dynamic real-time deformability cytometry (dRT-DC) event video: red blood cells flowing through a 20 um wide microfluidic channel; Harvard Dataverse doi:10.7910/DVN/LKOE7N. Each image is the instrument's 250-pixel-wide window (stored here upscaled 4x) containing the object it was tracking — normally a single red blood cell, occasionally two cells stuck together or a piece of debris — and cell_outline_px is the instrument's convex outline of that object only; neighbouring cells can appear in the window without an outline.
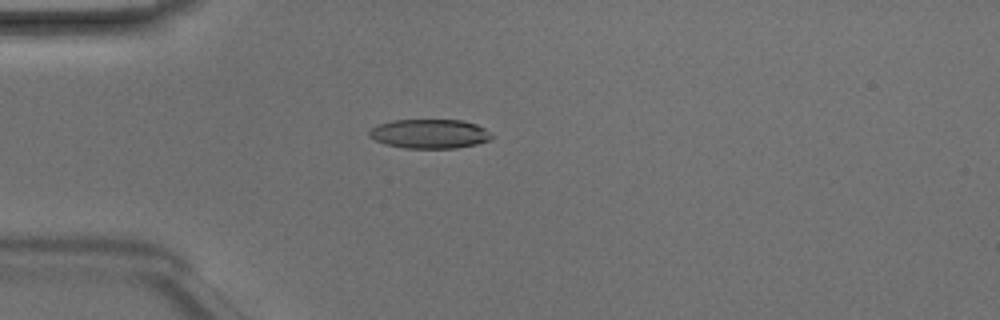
{"species": "Egyptian fruit bat (a non-hibernating species)", "species_latin": "Rousettus aegyptiacus", "temperature_condition": "room temperature", "stored_images_in_passage": 43, "camera_frame_rate_fps": 3000, "um_per_image_px": 0.085, "animal": {"sex": "male"}, "frame": {"image": 1, "passage_image": 8, "time_ms": 2.333, "image_size_px": [1000, 320], "cell_outline_px": [[496, 136], [488, 140], [476, 144], [456, 148], [404, 148], [384, 144], [368, 136], [368, 132], [372, 128], [380, 124], [392, 120], [464, 120], [476, 124], [492, 132]], "centroid_in_image_um": [36.55, 11.37], "position_along_channel_um": 48.5, "area_um2": 20.98}}
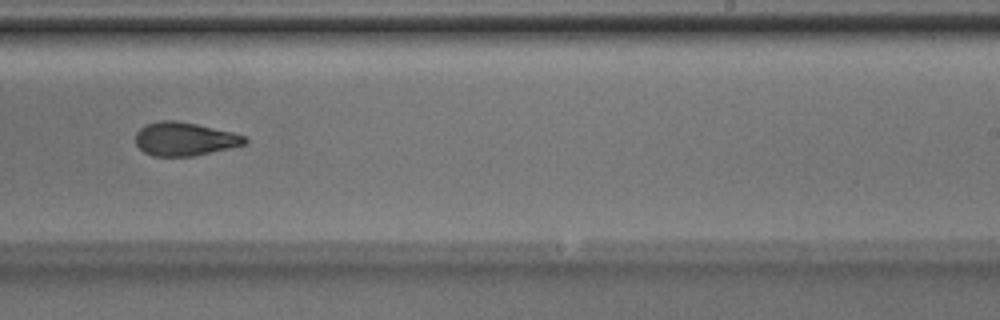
{"frame": {"image": 2, "passage_image": 25, "time_ms": 8.0, "image_size_px": [1000, 320], "cell_outline_px": [[248, 140], [244, 144], [228, 148], [192, 156], [152, 156], [144, 152], [136, 144], [136, 132], [144, 124], [160, 120], [176, 120], [196, 124], [232, 132], [248, 136]], "centroid_in_image_um": [15.66, 11.8], "position_along_channel_um": 273.3, "area_um2": 21.27}}
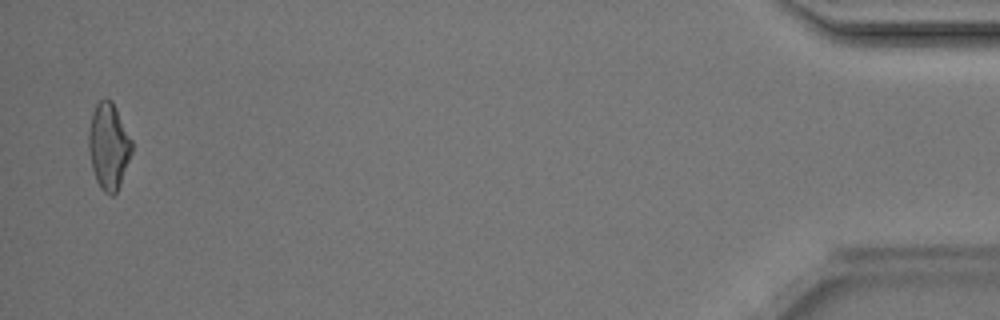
{"frame": {"image": 3, "passage_image": 42, "time_ms": 13.667, "image_size_px": [1000, 320], "cell_outline_px": [[132, 152], [120, 184], [116, 192], [112, 196], [108, 196], [100, 188], [96, 180], [92, 168], [88, 148], [88, 132], [92, 112], [96, 104], [104, 96], [112, 100], [132, 140]], "centroid_in_image_um": [9.22, 12.41], "position_along_channel_um": 426.0, "area_um2": 21.85}, "authors_computed_cell_mechanics": {"area_um2": 21.6172, "velocity_mm_per_s": 4.2182, "shape_relaxation_time_tau1_ms": 3.5206, "shape_relaxation_time_tau2_ms": 2.5345, "deformation_change_tau1": 0.1443, "deformation_change_tau2": 0.1057}}